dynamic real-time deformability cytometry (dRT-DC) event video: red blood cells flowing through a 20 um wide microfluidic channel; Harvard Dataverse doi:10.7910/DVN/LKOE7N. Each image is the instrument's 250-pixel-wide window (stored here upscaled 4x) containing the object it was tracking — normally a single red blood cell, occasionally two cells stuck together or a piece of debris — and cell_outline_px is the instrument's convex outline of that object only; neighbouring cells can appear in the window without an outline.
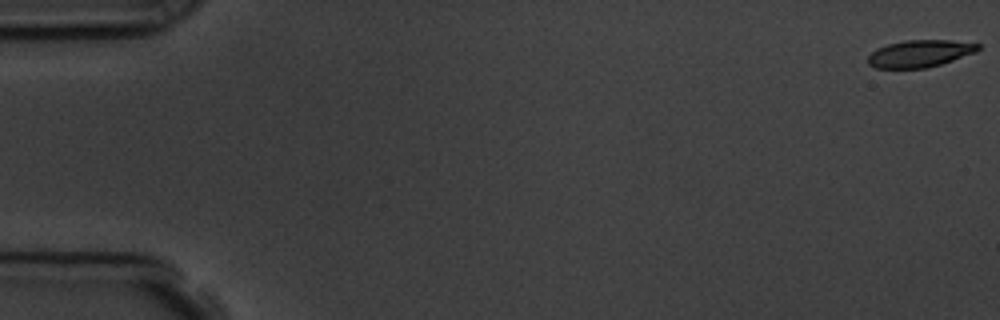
{"species": "common noctule bat (a hibernating species)", "species_latin": "Nyctalus noctula", "temperature_condition": "room temperature", "stored_images_in_passage": 5, "camera_frame_rate_fps": 3000, "um_per_image_px": 0.085, "animal": {"sex": "male", "body_mass_g": 19.5, "forearm_length_mm": 54.6}, "frame": {"image": 1, "passage_image": 1, "time_ms": 0.0, "image_size_px": [1000, 320], "cell_outline_px": [[980, 48], [976, 52], [940, 64], [924, 68], [876, 68], [868, 64], [868, 56], [876, 48], [888, 44], [904, 40], [952, 40], [980, 44]], "centroid_in_image_um": [78.17, 4.54], "position_along_channel_um": 6.8, "area_um2": 17.34}}
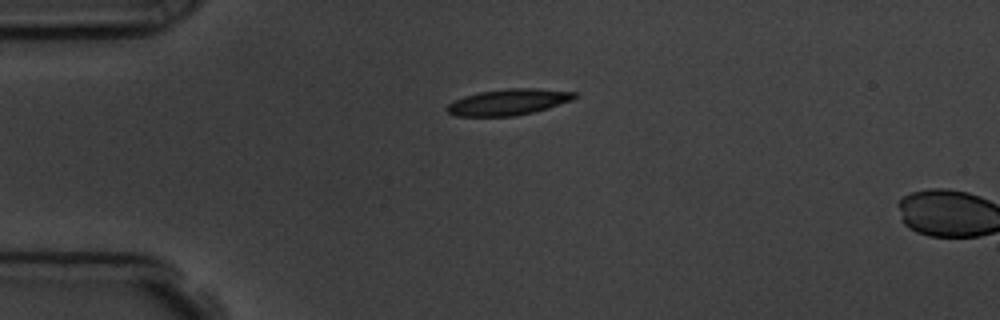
{"frame": {"image": 2, "passage_image": 4, "time_ms": 4.333, "image_size_px": [1000, 320], "cell_outline_px": [[580, 96], [572, 100], [548, 108], [516, 116], [456, 116], [448, 112], [444, 108], [452, 100], [464, 96], [480, 92], [508, 88], [536, 88], [576, 92]], "centroid_in_image_um": [43.21, 8.67], "position_along_channel_um": 41.8, "area_um2": 19.54}}